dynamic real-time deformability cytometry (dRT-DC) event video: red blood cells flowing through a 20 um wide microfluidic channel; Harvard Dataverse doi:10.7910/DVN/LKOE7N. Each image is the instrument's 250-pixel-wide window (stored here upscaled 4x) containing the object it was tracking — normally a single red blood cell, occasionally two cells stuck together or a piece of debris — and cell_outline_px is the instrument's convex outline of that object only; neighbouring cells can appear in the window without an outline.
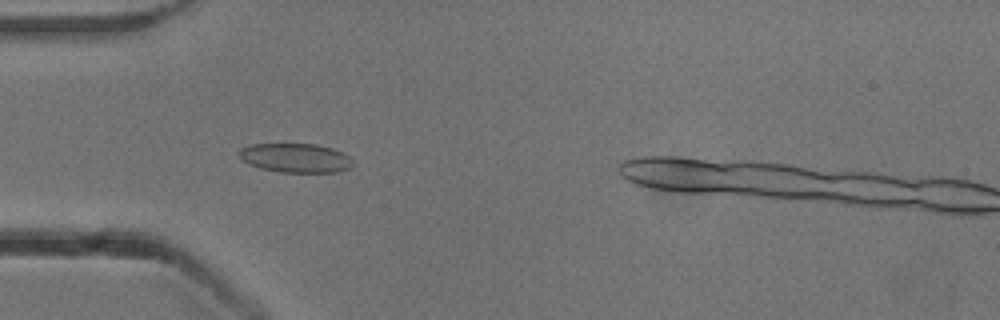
{"species": "common noctule bat (a hibernating species)", "species_latin": "Nyctalus noctula", "temperature_condition": "cold", "stored_images_in_passage": 50, "camera_frame_rate_fps": 3000, "um_per_image_px": 0.085, "animal": {"sex": "male", "body_mass_g": 13.3}, "frame": {"image": 1, "passage_image": 12, "time_ms": 3.667, "image_size_px": [1000, 320], "cell_outline_px": [[352, 164], [348, 168], [340, 172], [280, 172], [260, 168], [248, 164], [240, 160], [236, 152], [240, 148], [248, 144], [316, 144], [332, 148], [344, 152], [352, 160]], "centroid_in_image_um": [25.06, 13.42], "position_along_channel_um": 59.9, "area_um2": 19.59}}
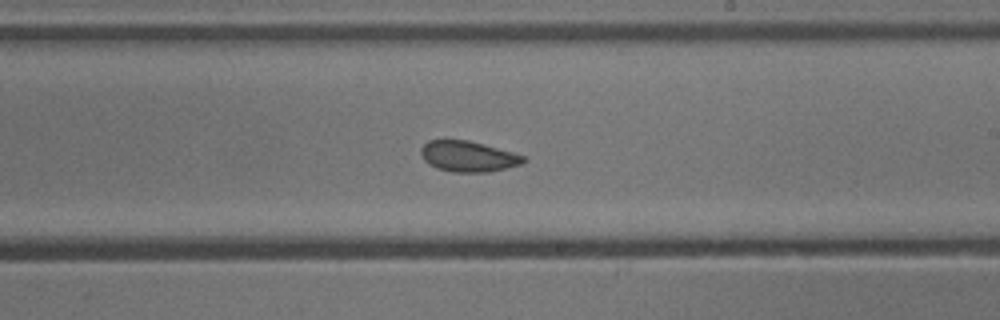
{"frame": {"image": 2, "passage_image": 27, "time_ms": 8.667, "image_size_px": [1000, 320], "cell_outline_px": [[524, 160], [520, 164], [488, 172], [452, 172], [436, 168], [428, 164], [424, 160], [420, 152], [420, 148], [428, 140], [468, 140], [484, 144], [512, 152], [524, 156]], "centroid_in_image_um": [39.73, 13.29], "position_along_channel_um": 249.3, "area_um2": 18.21}}
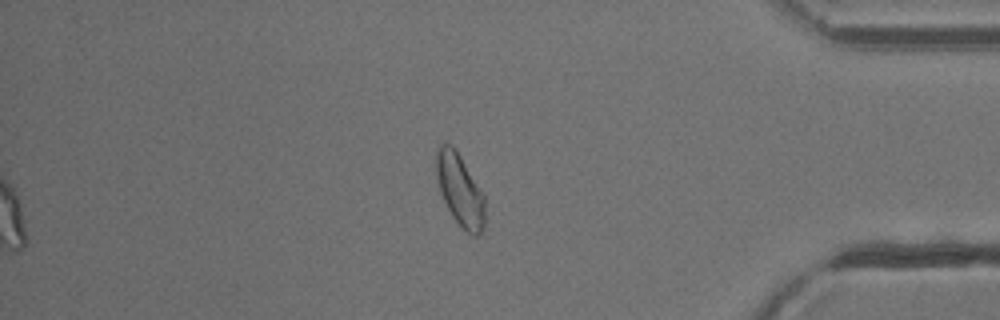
{"frame": {"image": 3, "passage_image": 41, "time_ms": 13.333, "image_size_px": [1000, 320], "cell_outline_px": [[484, 228], [480, 236], [472, 236], [452, 216], [440, 192], [436, 176], [436, 152], [440, 144], [452, 144], [460, 156], [484, 196]], "centroid_in_image_um": [39.09, 16.16], "position_along_channel_um": 396.1, "area_um2": 20.06}, "authors_computed_cell_mechanics": {"area_um2": 19.5653, "velocity_mm_per_s": 3.8374, "shape_relaxation_time_tau1_ms": 3.0716, "shape_relaxation_time_tau2_ms": 1.5907, "deformation_change_tau1": 0.0661, "deformation_change_tau2": 0.0575}}